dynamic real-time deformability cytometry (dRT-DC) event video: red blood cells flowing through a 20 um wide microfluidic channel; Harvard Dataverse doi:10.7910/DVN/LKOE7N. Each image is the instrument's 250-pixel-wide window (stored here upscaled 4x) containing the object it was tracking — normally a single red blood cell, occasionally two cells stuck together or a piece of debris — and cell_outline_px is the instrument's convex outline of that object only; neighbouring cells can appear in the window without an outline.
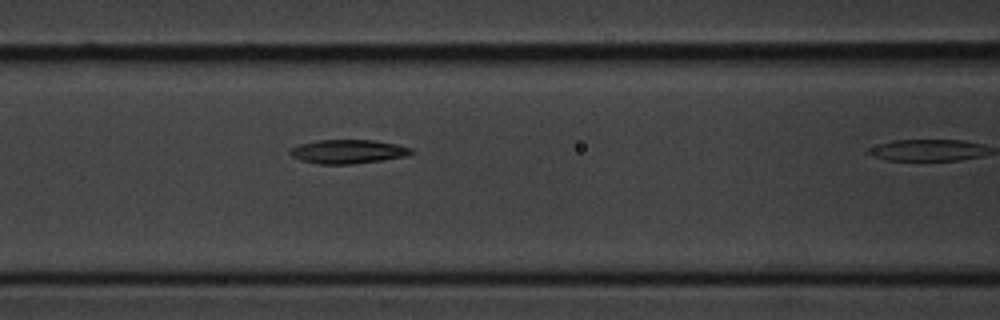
{"species": "common noctule bat (a hibernating species)", "species_latin": "Nyctalus noctula", "temperature_condition": "cold", "stored_images_in_passage": 9, "camera_frame_rate_fps": 3000, "um_per_image_px": 0.085, "animal": {"sex": "male", "body_mass_g": 20.1, "forearm_length_mm": 53.5}, "frame": {"image": 1, "passage_image": 8, "time_ms": 9.0, "image_size_px": [1000, 320], "cell_outline_px": [[416, 152], [408, 156], [352, 164], [320, 164], [300, 160], [292, 156], [288, 152], [292, 148], [300, 144], [316, 140], [376, 140], [396, 144], [412, 148]], "centroid_in_image_um": [29.61, 12.88], "position_along_channel_um": 137.0, "area_um2": 16.94}}